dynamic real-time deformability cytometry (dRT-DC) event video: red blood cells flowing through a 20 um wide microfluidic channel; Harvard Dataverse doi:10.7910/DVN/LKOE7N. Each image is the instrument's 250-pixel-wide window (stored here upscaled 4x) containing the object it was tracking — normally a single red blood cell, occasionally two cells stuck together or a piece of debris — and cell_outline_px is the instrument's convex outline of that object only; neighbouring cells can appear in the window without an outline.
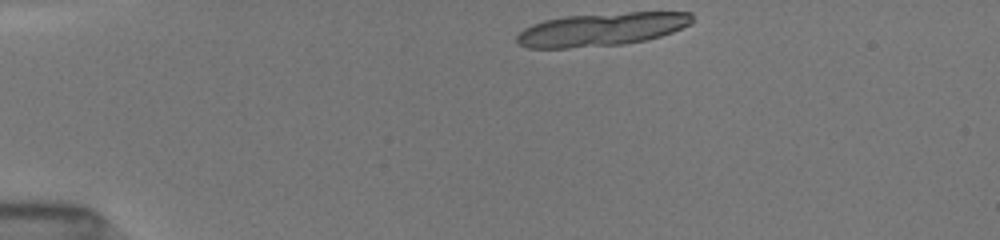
{"species": "common noctule bat (a hibernating species)", "species_latin": "Nyctalus noctula", "temperature_condition": "room temperature", "stored_images_in_passage": 13, "camera_frame_rate_fps": 3000, "um_per_image_px": 0.085, "animal": {"sex": "female", "body_mass_g": 19.5, "forearm_length_mm": 54.1}, "frame": {"image": 1, "passage_image": 1, "time_ms": 0.0, "image_size_px": [1000, 240], "cell_outline_px": [[692, 24], [672, 32], [660, 36], [644, 40], [624, 44], [568, 48], [528, 48], [516, 44], [516, 36], [524, 28], [532, 24], [544, 20], [564, 16], [628, 12], [692, 12]], "centroid_in_image_um": [51.1, 2.49], "position_along_channel_um": 33.9, "area_um2": 34.04}}